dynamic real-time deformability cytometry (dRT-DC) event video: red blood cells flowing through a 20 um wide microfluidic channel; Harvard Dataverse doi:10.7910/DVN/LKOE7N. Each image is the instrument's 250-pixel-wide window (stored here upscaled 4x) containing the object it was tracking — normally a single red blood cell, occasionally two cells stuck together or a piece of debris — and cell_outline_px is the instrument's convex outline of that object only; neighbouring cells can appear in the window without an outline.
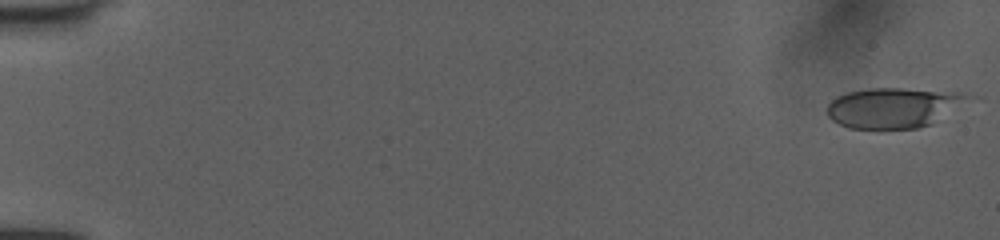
{"species": "human", "species_latin": "Homo sapiens", "temperature_condition": "room temperature", "stored_images_in_passage": 52, "camera_frame_rate_fps": 3000, "um_per_image_px": 0.085, "donor": {"sex": "female"}, "frame": {"image": 1, "passage_image": 1, "time_ms": 0.0, "image_size_px": [1000, 240], "cell_outline_px": [[980, 96], [932, 124], [920, 128], [884, 132], [876, 132], [848, 128], [832, 120], [828, 116], [828, 104], [836, 96], [848, 92], [868, 88], [900, 88], [960, 92]], "centroid_in_image_um": [76.03, 9.2], "position_along_channel_um": 9.0, "area_um2": 34.68}}
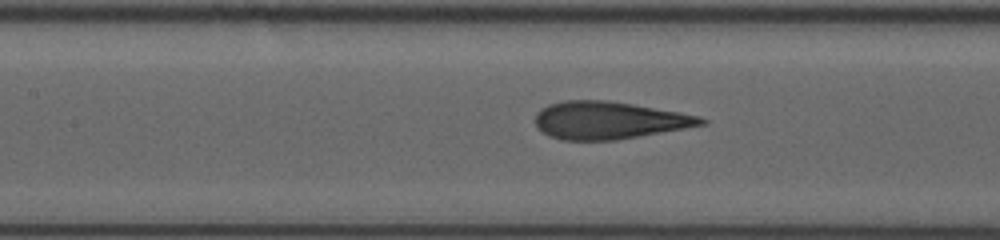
{"frame": {"image": 2, "passage_image": 25, "time_ms": 8.0, "image_size_px": [1000, 240], "cell_outline_px": [[708, 124], [616, 140], [564, 140], [548, 136], [536, 128], [536, 112], [540, 108], [548, 104], [564, 100], [608, 100], [680, 112], [700, 116], [708, 120]], "centroid_in_image_um": [51.74, 10.22], "position_along_channel_um": 155.7, "area_um2": 36.41}}
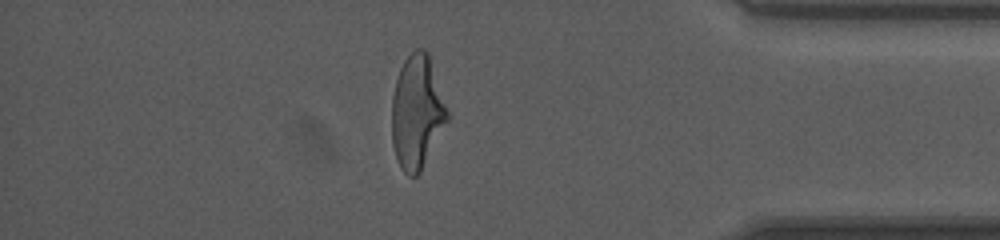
{"frame": {"image": 3, "passage_image": 45, "time_ms": 14.667, "image_size_px": [1000, 240], "cell_outline_px": [[448, 120], [420, 172], [416, 176], [408, 176], [404, 172], [396, 156], [392, 144], [392, 96], [396, 80], [400, 68], [404, 60], [416, 48], [424, 48], [428, 52], [448, 112]], "centroid_in_image_um": [35.43, 9.52], "position_along_channel_um": 399.8, "area_um2": 36.3}}